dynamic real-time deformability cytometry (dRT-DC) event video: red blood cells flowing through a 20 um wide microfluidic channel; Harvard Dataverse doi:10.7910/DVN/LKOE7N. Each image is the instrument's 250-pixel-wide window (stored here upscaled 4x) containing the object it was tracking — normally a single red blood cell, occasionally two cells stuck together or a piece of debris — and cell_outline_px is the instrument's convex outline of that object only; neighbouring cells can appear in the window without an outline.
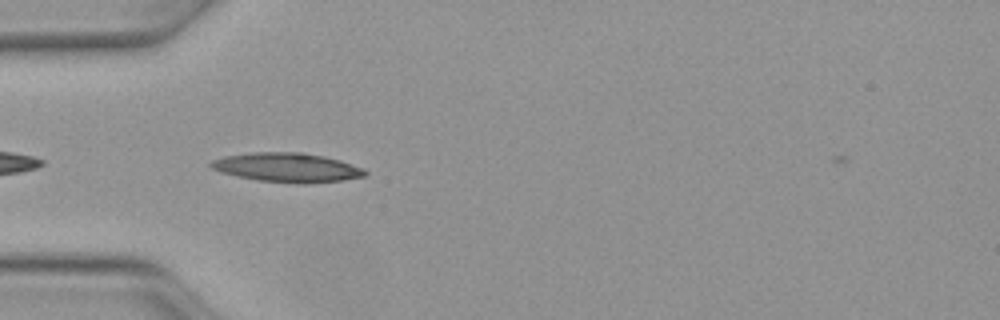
{"species": "Egyptian fruit bat (a non-hibernating species)", "species_latin": "Rousettus aegyptiacus", "temperature_condition": "warm", "stored_images_in_passage": 8, "camera_frame_rate_fps": 3000, "um_per_image_px": 0.085, "animal": {"sex": "female"}, "frame": {"image": 1, "passage_image": 2, "time_ms": 0.333, "image_size_px": [1000, 320], "cell_outline_px": [[368, 172], [364, 176], [344, 180], [300, 184], [256, 180], [220, 172], [212, 168], [208, 164], [212, 160], [224, 156], [252, 152], [300, 152], [324, 156], [340, 160], [364, 168]], "centroid_in_image_um": [24.41, 14.23], "position_along_channel_um": 60.6, "area_um2": 26.3}}